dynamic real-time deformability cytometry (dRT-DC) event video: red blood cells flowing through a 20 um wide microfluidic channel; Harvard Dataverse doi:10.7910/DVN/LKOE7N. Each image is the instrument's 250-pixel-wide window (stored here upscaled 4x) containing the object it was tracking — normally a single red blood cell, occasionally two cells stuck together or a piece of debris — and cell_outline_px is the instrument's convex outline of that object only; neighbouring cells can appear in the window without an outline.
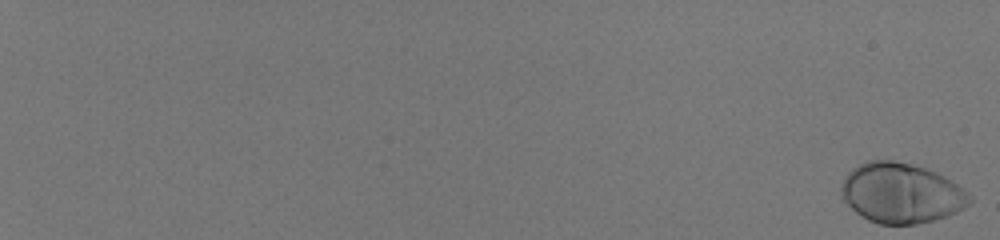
{"species": "human", "species_latin": "Homo sapiens", "temperature_condition": "room temperature", "stored_images_in_passage": 59, "camera_frame_rate_fps": 3000, "um_per_image_px": 0.085, "donor": {"sex": "male"}, "frame": {"image": 1, "passage_image": 1, "time_ms": 0.0, "image_size_px": [1000, 240], "cell_outline_px": [[972, 200], [964, 208], [956, 212], [932, 220], [916, 224], [880, 224], [868, 220], [856, 212], [840, 200], [840, 188], [848, 172], [852, 168], [868, 160], [892, 160], [924, 168], [944, 176], [968, 192], [972, 196]], "centroid_in_image_um": [76.56, 16.42], "position_along_channel_um": 8.4, "area_um2": 44.8}}
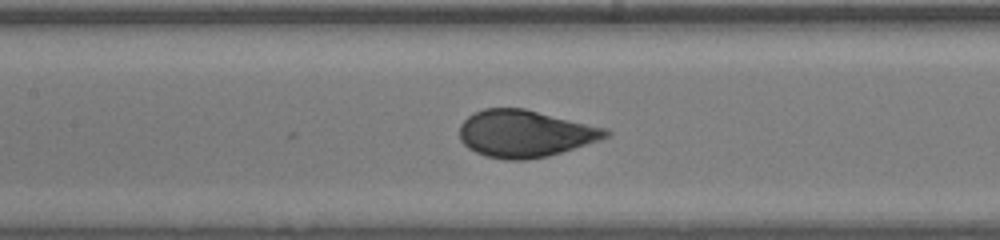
{"frame": {"image": 2, "passage_image": 35, "time_ms": 11.333, "image_size_px": [1000, 240], "cell_outline_px": [[612, 132], [608, 136], [600, 140], [548, 156], [524, 160], [508, 160], [484, 156], [468, 148], [460, 140], [460, 124], [472, 112], [484, 108], [524, 108], [608, 128]], "centroid_in_image_um": [44.62, 11.35], "position_along_channel_um": 162.8, "area_um2": 40.29}}
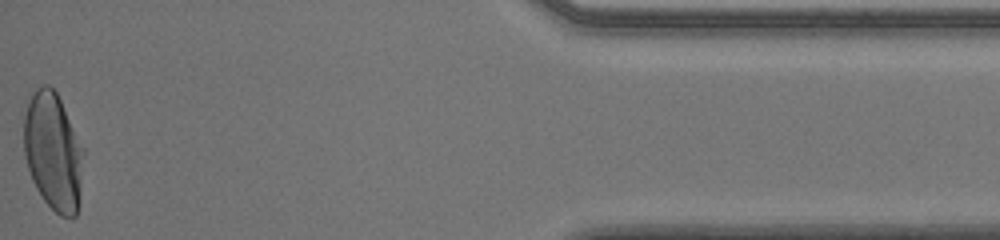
{"frame": {"image": 3, "passage_image": 59, "time_ms": 19.333, "image_size_px": [1000, 240], "cell_outline_px": [[84, 152], [76, 216], [72, 220], [60, 216], [44, 200], [36, 188], [32, 180], [28, 168], [24, 152], [20, 112], [24, 100], [28, 92], [44, 84], [48, 84], [56, 92], [84, 148]], "centroid_in_image_um": [4.43, 12.77], "position_along_channel_um": 430.8, "area_um2": 42.08}, "authors_computed_cell_mechanics": {"area_um2": 41.0958, "velocity_mm_per_s": 4.0154, "shape_relaxation_time_tau1_ms": 2.6527, "shape_relaxation_time_tau2_ms": null, "deformation_change_tau1": 0.1834, "deformation_change_tau2": null}}